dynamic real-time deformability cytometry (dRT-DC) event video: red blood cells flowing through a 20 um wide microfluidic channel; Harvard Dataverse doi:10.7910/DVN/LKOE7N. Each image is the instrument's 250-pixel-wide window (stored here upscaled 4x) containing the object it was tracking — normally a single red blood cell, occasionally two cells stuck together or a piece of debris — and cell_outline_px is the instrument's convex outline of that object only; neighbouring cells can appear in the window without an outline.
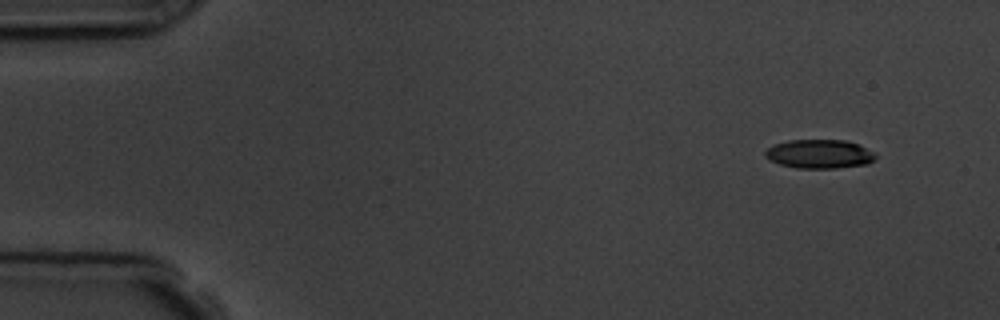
{"species": "common noctule bat (a hibernating species)", "species_latin": "Nyctalus noctula", "temperature_condition": "room temperature", "stored_images_in_passage": 5, "camera_frame_rate_fps": 3000, "um_per_image_px": 0.085, "animal": {"sex": "male", "body_mass_g": 19.5, "forearm_length_mm": 54.6}, "frame": {"image": 1, "passage_image": 1, "time_ms": 0.0, "image_size_px": [1000, 320], "cell_outline_px": [[876, 156], [868, 164], [836, 168], [796, 168], [780, 164], [764, 156], [764, 152], [768, 148], [776, 144], [788, 140], [844, 140], [860, 144], [872, 152]], "centroid_in_image_um": [69.65, 13.08], "position_along_channel_um": 15.4, "area_um2": 18.44}}
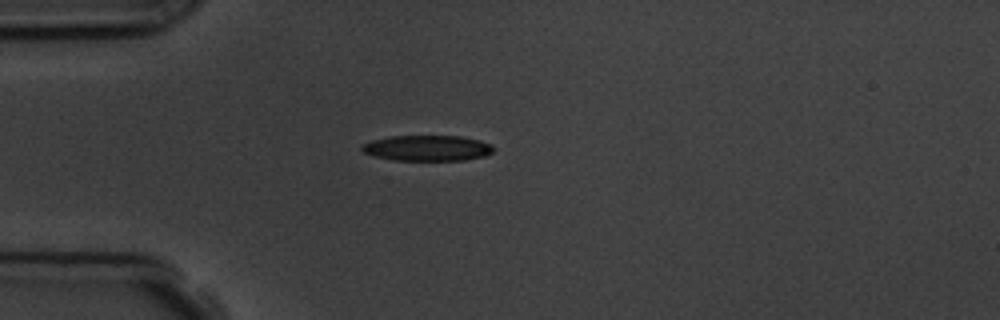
{"frame": {"image": 2, "passage_image": 4, "time_ms": 3.333, "image_size_px": [1000, 320], "cell_outline_px": [[496, 148], [492, 152], [484, 156], [464, 160], [392, 160], [376, 156], [364, 152], [360, 148], [360, 144], [372, 140], [392, 136], [460, 136], [480, 140], [492, 144]], "centroid_in_image_um": [36.34, 12.58], "position_along_channel_um": 48.7, "area_um2": 19.71}}